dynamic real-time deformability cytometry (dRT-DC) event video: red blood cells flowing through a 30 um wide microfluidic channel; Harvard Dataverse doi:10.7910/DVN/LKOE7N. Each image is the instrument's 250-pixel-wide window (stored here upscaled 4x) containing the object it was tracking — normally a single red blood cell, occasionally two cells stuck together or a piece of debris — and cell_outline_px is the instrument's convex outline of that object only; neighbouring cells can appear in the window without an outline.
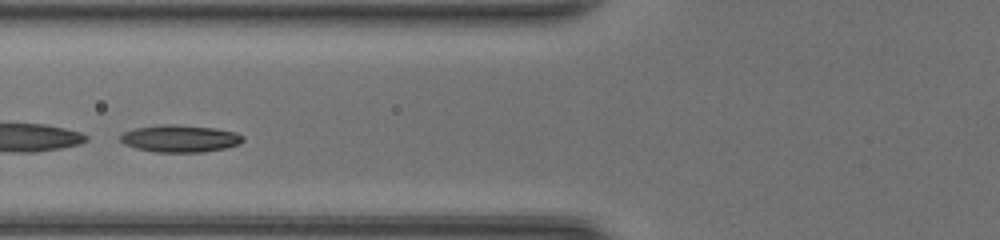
{"species": "common noctule bat (a hibernating species)", "species_latin": "Nyctalus noctula", "temperature_condition": "room temperature", "stored_images_in_passage": 38, "segment_of_instrument_passage": [2, 2], "camera_frame_rate_fps": 3000, "um_per_image_px": 0.085, "animal": {"sex": "female", "body_mass_g": 20.0, "forearm_length_mm": 54.0}, "frame": {"image": 1, "passage_image": 11, "time_ms": 3.333, "image_size_px": [1000, 240], "cell_outline_px": [[244, 140], [240, 144], [224, 148], [204, 152], [156, 152], [136, 148], [124, 144], [120, 140], [120, 136], [124, 132], [136, 128], [164, 124], [176, 124], [216, 128], [236, 132], [244, 136]], "centroid_in_image_um": [15.33, 11.77], "position_along_channel_um": 110.5, "area_um2": 19.48}}
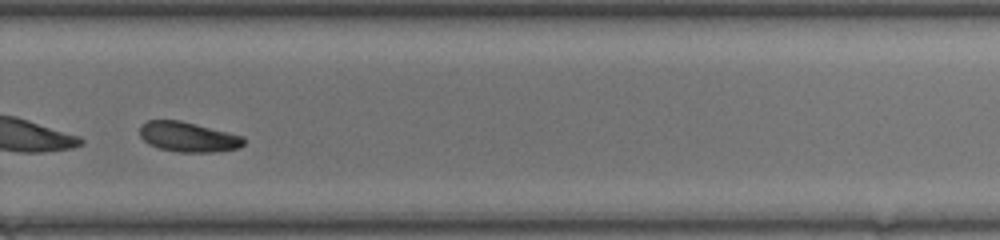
{"frame": {"image": 2, "passage_image": 25, "time_ms": 8.0, "image_size_px": [1000, 240], "cell_outline_px": [[244, 144], [236, 148], [216, 152], [180, 152], [160, 148], [148, 144], [140, 136], [140, 124], [148, 120], [180, 120], [244, 136]], "centroid_in_image_um": [15.97, 11.63], "position_along_channel_um": 313.8, "area_um2": 18.09}}
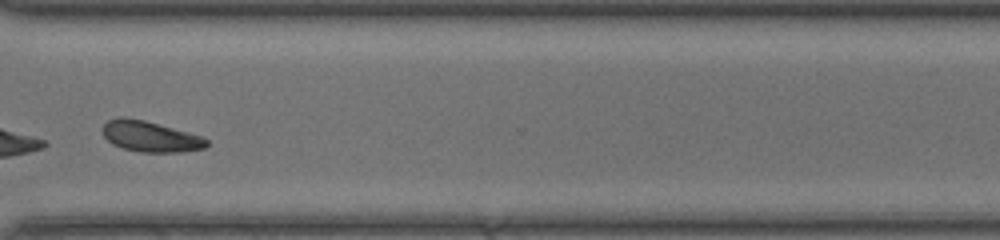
{"frame": {"image": 3, "passage_image": 28, "time_ms": 9.0, "image_size_px": [1000, 240], "cell_outline_px": [[208, 144], [204, 148], [180, 152], [140, 152], [124, 148], [112, 144], [104, 136], [104, 124], [108, 120], [120, 116], [144, 120], [204, 136], [208, 140]], "centroid_in_image_um": [12.8, 11.6], "position_along_channel_um": 357.8, "area_um2": 18.55}}